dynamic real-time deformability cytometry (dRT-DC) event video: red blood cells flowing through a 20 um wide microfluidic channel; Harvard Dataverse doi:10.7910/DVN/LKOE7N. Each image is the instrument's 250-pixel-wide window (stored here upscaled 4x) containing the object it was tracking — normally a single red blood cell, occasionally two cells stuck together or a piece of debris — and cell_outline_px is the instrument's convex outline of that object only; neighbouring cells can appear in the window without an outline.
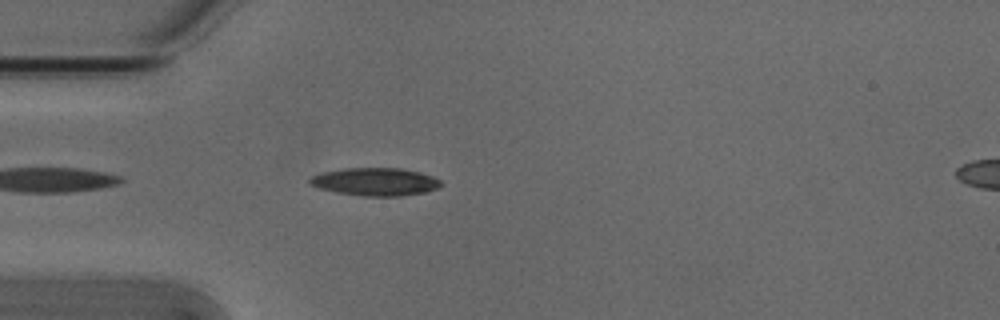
{"species": "Egyptian fruit bat (a non-hibernating species)", "species_latin": "Rousettus aegyptiacus", "temperature_condition": "cold", "stored_images_in_passage": 40, "camera_frame_rate_fps": 3000, "um_per_image_px": 0.085, "animal": {"sex": "male"}, "frame": {"image": 1, "passage_image": 2, "time_ms": 0.333, "image_size_px": [1000, 320], "cell_outline_px": [[444, 184], [436, 188], [424, 192], [400, 196], [364, 196], [336, 192], [320, 188], [308, 184], [308, 180], [312, 176], [320, 172], [344, 168], [400, 168], [420, 172], [432, 176], [440, 180]], "centroid_in_image_um": [31.88, 15.44], "position_along_channel_um": 53.1, "area_um2": 21.33}}
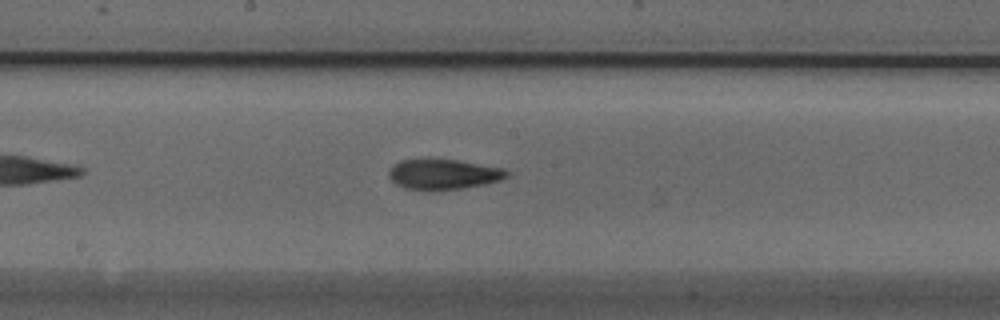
{"frame": {"image": 2, "passage_image": 15, "time_ms": 4.667, "image_size_px": [1000, 320], "cell_outline_px": [[508, 176], [500, 180], [484, 184], [464, 188], [428, 192], [404, 188], [396, 184], [388, 176], [388, 172], [392, 164], [400, 160], [428, 156], [456, 160], [504, 168], [508, 172]], "centroid_in_image_um": [37.6, 14.79], "position_along_channel_um": 210.6, "area_um2": 21.79}}
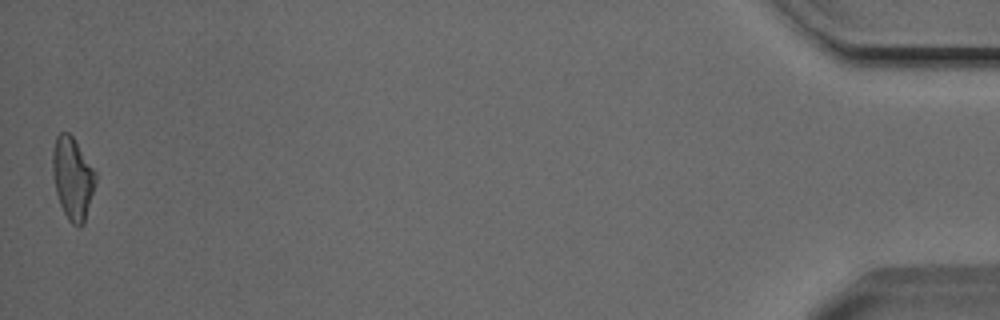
{"frame": {"image": 3, "passage_image": 40, "time_ms": 13.0, "image_size_px": [1000, 320], "cell_outline_px": [[96, 180], [84, 224], [80, 228], [72, 224], [68, 220], [60, 204], [56, 192], [52, 176], [52, 152], [56, 136], [60, 132], [68, 132], [72, 136], [96, 172]], "centroid_in_image_um": [6.16, 15.16], "position_along_channel_um": 429.0, "area_um2": 20.58}, "authors_computed_cell_mechanics": {"area_um2": 20.5768, "velocity_mm_per_s": 3.8118, "shape_relaxation_time_tau1_ms": 2.6555, "shape_relaxation_time_tau2_ms": 10.232, "deformation_change_tau1": 0.1069, "deformation_change_tau2": 0.2672}}